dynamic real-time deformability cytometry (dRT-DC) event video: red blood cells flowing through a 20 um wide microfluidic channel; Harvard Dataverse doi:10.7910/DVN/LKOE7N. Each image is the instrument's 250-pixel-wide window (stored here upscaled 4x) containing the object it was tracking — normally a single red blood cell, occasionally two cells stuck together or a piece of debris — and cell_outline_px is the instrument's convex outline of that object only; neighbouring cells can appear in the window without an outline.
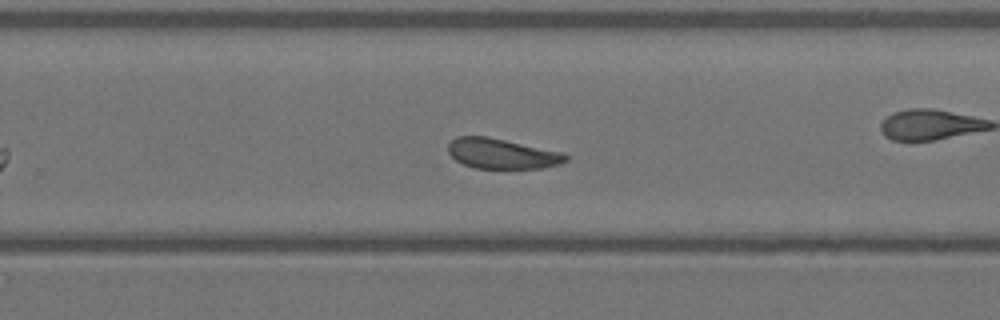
{"species": "Egyptian fruit bat (a non-hibernating species)", "species_latin": "Rousettus aegyptiacus", "temperature_condition": "warm", "stored_images_in_passage": 35, "camera_frame_rate_fps": 3000, "um_per_image_px": 0.085, "animal": {"sex": "female"}, "frame": {"image": 1, "passage_image": 20, "time_ms": 6.333, "image_size_px": [1000, 320], "cell_outline_px": [[568, 160], [560, 164], [540, 168], [476, 168], [464, 164], [456, 160], [448, 152], [448, 144], [456, 136], [488, 136], [560, 152], [568, 156]], "centroid_in_image_um": [42.63, 13.05], "position_along_channel_um": 287.2, "area_um2": 20.46}}